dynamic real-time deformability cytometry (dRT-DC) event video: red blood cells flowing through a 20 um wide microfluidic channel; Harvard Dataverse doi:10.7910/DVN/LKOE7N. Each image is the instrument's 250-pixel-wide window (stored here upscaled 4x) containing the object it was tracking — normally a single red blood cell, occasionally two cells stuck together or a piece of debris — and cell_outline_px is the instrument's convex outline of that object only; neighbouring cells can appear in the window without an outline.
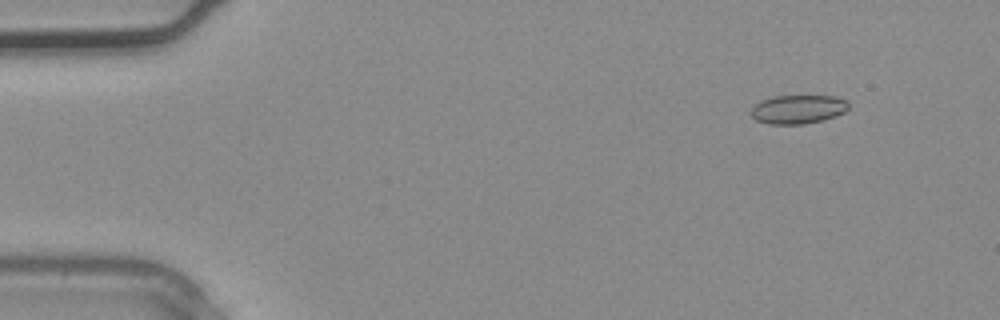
{"species": "common noctule bat (a hibernating species)", "species_latin": "Nyctalus noctula", "temperature_condition": "warm", "stored_images_in_passage": 3, "segment_of_instrument_passage": [1, 2], "camera_frame_rate_fps": 3000, "um_per_image_px": 0.085, "animal": {"sex": "male", "body_mass_g": 20.4}, "frame": {"image": 1, "passage_image": 1, "time_ms": 0.0, "image_size_px": [1000, 320], "cell_outline_px": [[848, 108], [844, 112], [836, 116], [804, 124], [768, 124], [756, 120], [748, 112], [752, 104], [760, 100], [772, 96], [836, 96], [848, 100]], "centroid_in_image_um": [67.77, 9.28], "position_along_channel_um": 17.2, "area_um2": 16.65}}